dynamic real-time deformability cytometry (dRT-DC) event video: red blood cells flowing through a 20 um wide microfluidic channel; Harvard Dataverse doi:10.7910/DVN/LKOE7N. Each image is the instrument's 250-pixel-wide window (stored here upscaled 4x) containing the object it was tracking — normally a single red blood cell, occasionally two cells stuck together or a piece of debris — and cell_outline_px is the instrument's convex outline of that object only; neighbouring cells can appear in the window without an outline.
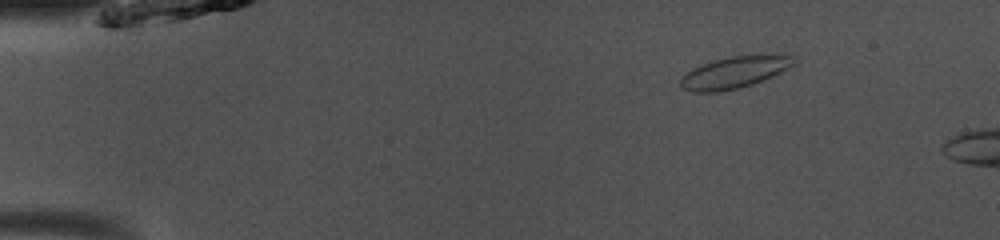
{"species": "common noctule bat (a hibernating species)", "species_latin": "Nyctalus noctula", "temperature_condition": "room temperature", "stored_images_in_passage": 7, "camera_frame_rate_fps": 3000, "um_per_image_px": 0.085, "animal": {"sex": "male", "body_mass_g": 13.0, "forearm_length_mm": 53.1}, "frame": {"image": 1, "passage_image": 2, "time_ms": 0.333, "image_size_px": [1000, 240], "cell_outline_px": [[796, 64], [772, 76], [752, 84], [740, 88], [716, 92], [692, 92], [680, 88], [680, 80], [692, 68], [728, 56], [776, 52], [796, 56]], "centroid_in_image_um": [62.52, 6.11], "position_along_channel_um": 22.5, "area_um2": 21.44}}